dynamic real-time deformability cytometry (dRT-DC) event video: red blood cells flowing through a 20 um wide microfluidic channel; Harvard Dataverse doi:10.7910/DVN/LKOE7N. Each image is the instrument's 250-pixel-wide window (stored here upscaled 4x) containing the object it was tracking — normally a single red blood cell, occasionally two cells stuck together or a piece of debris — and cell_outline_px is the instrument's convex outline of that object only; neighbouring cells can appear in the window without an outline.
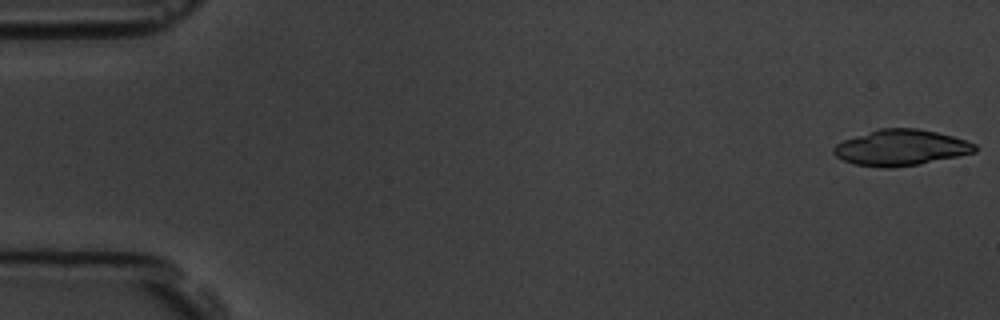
{"species": "common noctule bat (a hibernating species)", "species_latin": "Nyctalus noctula", "temperature_condition": "room temperature", "stored_images_in_passage": 4, "camera_frame_rate_fps": 3000, "um_per_image_px": 0.085, "animal": {"sex": "male", "body_mass_g": 19.5, "forearm_length_mm": 54.6}, "frame": {"image": 1, "passage_image": 1, "time_ms": 0.0, "image_size_px": [1000, 320], "cell_outline_px": [[976, 152], [920, 164], [892, 168], [880, 168], [856, 164], [844, 160], [836, 156], [832, 152], [832, 148], [836, 144], [844, 140], [880, 128], [916, 128], [936, 132], [952, 136], [976, 144]], "centroid_in_image_um": [76.56, 12.56], "position_along_channel_um": 8.4, "area_um2": 29.36}}